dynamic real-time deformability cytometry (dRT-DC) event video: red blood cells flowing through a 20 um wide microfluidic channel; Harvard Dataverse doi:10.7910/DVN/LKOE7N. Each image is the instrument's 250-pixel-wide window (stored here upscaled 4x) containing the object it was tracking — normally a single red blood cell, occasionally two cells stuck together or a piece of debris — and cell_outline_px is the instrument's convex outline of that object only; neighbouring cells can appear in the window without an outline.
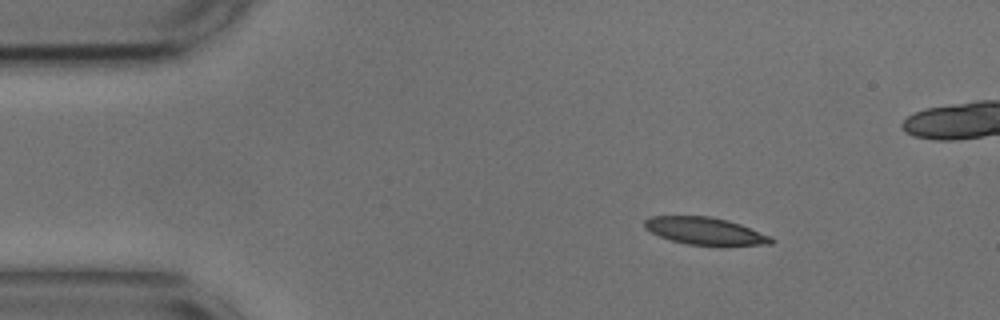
{"species": "common noctule bat (a hibernating species)", "species_latin": "Nyctalus noctula", "temperature_condition": "cold", "stored_images_in_passage": 4, "camera_frame_rate_fps": 3000, "um_per_image_px": 0.085, "animal": {"sex": "male", "body_mass_g": 17.9, "forearm_length_mm": 54.2}, "frame": {"image": 1, "passage_image": 1, "time_ms": 0.0, "image_size_px": [1000, 320], "cell_outline_px": [[776, 240], [772, 244], [688, 244], [672, 240], [660, 236], [644, 228], [644, 220], [648, 216], [708, 216], [728, 220], [740, 224], [772, 236]], "centroid_in_image_um": [59.92, 19.61], "position_along_channel_um": 25.1, "area_um2": 19.77}}